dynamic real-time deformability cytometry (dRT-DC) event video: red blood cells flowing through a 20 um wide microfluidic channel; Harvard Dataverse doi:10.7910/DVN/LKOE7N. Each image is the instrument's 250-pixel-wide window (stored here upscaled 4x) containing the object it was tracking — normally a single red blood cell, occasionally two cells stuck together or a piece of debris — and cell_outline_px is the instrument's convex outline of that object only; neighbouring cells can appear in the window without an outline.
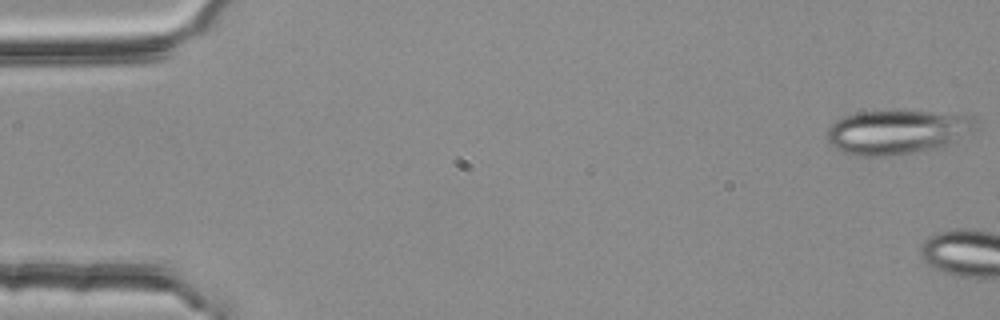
{"species": "common noctule bat (a hibernating species)", "species_latin": "Nyctalus noctula", "temperature_condition": "room temperature", "stored_images_in_passage": 5, "camera_frame_rate_fps": 3000, "um_per_image_px": 0.085, "animal": {"sex": "female", "body_mass_g": 25.1}, "frame": {"image": 1, "passage_image": 1, "time_ms": 0.0, "image_size_px": [1000, 320], "cell_outline_px": [[980, 128], [948, 144], [932, 148], [892, 156], [856, 156], [844, 152], [836, 148], [828, 140], [828, 128], [836, 120], [844, 116], [860, 112], [968, 112], [976, 120]], "centroid_in_image_um": [76.35, 11.2], "position_along_channel_um": 8.6, "area_um2": 38.32}}